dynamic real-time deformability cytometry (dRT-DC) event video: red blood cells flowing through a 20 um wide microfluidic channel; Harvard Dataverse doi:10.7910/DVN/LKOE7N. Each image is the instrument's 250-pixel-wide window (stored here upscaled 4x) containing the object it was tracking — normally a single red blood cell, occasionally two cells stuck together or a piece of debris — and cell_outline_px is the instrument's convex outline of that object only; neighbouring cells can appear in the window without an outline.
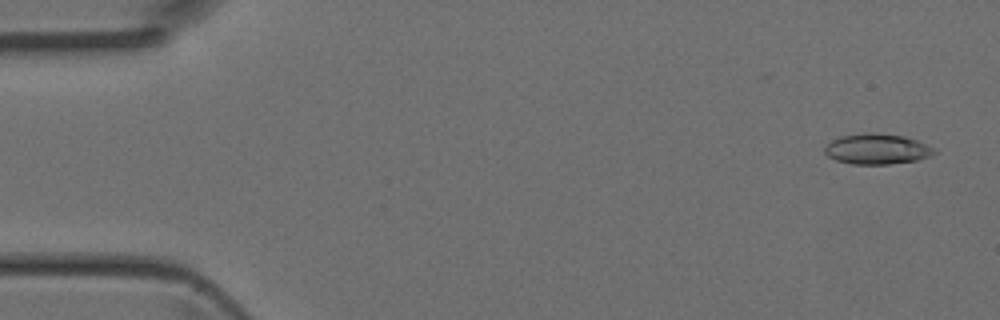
{"species": "Egyptian fruit bat (a non-hibernating species)", "species_latin": "Rousettus aegyptiacus", "temperature_condition": "room temperature", "stored_images_in_passage": 4, "camera_frame_rate_fps": 3000, "um_per_image_px": 0.085, "animal": {"sex": "female"}, "frame": {"image": 1, "passage_image": 1, "time_ms": 0.0, "image_size_px": [1000, 320], "cell_outline_px": [[936, 152], [928, 156], [916, 160], [888, 164], [852, 164], [836, 160], [828, 156], [824, 152], [824, 148], [832, 140], [840, 136], [868, 132], [876, 132], [904, 136], [916, 140], [936, 148]], "centroid_in_image_um": [74.53, 12.65], "position_along_channel_um": 10.5, "area_um2": 19.42}}
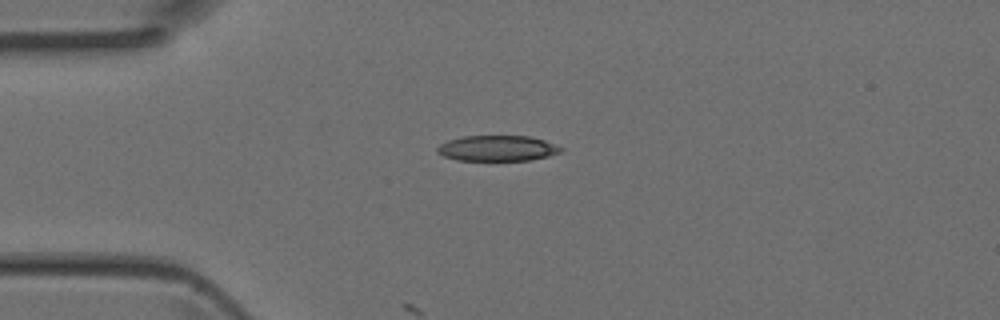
{"frame": {"image": 2, "passage_image": 3, "time_ms": 0.667, "image_size_px": [1000, 320], "cell_outline_px": [[564, 148], [560, 152], [548, 156], [528, 160], [456, 160], [444, 156], [436, 152], [436, 148], [440, 144], [448, 140], [464, 136], [528, 136], [544, 140]], "centroid_in_image_um": [42.25, 12.6], "position_along_channel_um": 42.7, "area_um2": 18.32}}